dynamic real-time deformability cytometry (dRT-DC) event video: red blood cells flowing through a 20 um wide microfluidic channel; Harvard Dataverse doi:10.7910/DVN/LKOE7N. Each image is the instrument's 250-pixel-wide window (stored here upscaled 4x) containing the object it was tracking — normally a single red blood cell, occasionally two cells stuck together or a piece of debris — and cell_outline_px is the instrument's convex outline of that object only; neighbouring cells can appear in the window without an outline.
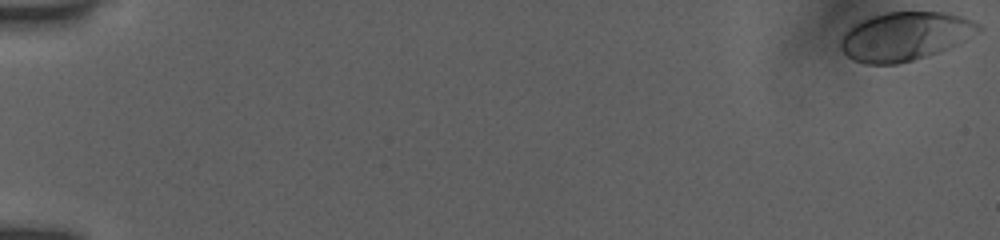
{"species": "human", "species_latin": "Homo sapiens", "temperature_condition": "room temperature", "stored_images_in_passage": 10, "camera_frame_rate_fps": 3000, "um_per_image_px": 0.085, "donor": {"sex": "female"}, "frame": {"image": 1, "passage_image": 1, "time_ms": 0.0, "image_size_px": [1000, 240], "cell_outline_px": [[984, 28], [936, 52], [912, 60], [896, 64], [868, 64], [852, 60], [840, 48], [840, 40], [844, 32], [852, 24], [872, 16], [884, 12], [944, 12], [964, 16], [980, 24]], "centroid_in_image_um": [76.85, 3.06], "position_along_channel_um": 8.2, "area_um2": 38.49}}